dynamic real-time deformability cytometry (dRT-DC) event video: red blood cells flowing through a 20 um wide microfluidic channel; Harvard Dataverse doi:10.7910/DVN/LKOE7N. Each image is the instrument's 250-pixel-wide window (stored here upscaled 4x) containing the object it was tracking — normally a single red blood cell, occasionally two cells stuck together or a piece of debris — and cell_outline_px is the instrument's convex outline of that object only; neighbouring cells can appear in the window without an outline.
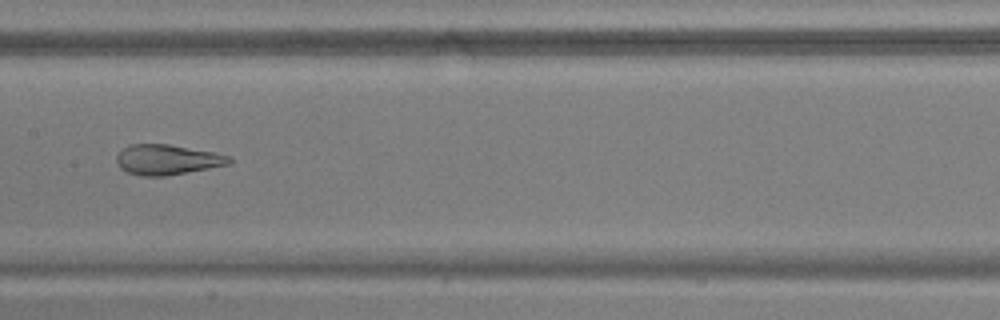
{"species": "common noctule bat (a hibernating species)", "species_latin": "Nyctalus noctula", "temperature_condition": "warm", "stored_images_in_passage": 38, "camera_frame_rate_fps": 3000, "um_per_image_px": 0.085, "animal": {"sex": "male", "body_mass_g": 17.9, "forearm_length_mm": 54.2}, "frame": {"image": 1, "passage_image": 26, "time_ms": 8.333, "image_size_px": [1000, 320], "cell_outline_px": [[232, 164], [164, 176], [140, 176], [128, 172], [120, 168], [116, 160], [116, 156], [124, 148], [132, 144], [168, 144], [216, 152], [228, 156], [232, 160]], "centroid_in_image_um": [14.23, 13.57], "position_along_channel_um": 193.2, "area_um2": 19.77}}